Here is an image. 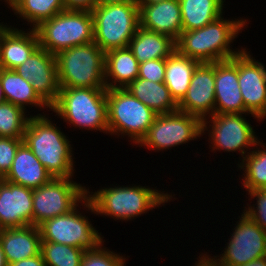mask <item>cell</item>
<instances>
[{
  "label": "cell",
  "mask_w": 266,
  "mask_h": 266,
  "mask_svg": "<svg viewBox=\"0 0 266 266\" xmlns=\"http://www.w3.org/2000/svg\"><path fill=\"white\" fill-rule=\"evenodd\" d=\"M126 89L157 114L172 113L178 110V104L171 97L164 82L156 83L137 77Z\"/></svg>",
  "instance_id": "obj_25"
},
{
  "label": "cell",
  "mask_w": 266,
  "mask_h": 266,
  "mask_svg": "<svg viewBox=\"0 0 266 266\" xmlns=\"http://www.w3.org/2000/svg\"><path fill=\"white\" fill-rule=\"evenodd\" d=\"M14 70L31 83L49 108L57 101L60 87L54 54L39 46L22 65Z\"/></svg>",
  "instance_id": "obj_15"
},
{
  "label": "cell",
  "mask_w": 266,
  "mask_h": 266,
  "mask_svg": "<svg viewBox=\"0 0 266 266\" xmlns=\"http://www.w3.org/2000/svg\"><path fill=\"white\" fill-rule=\"evenodd\" d=\"M52 178L51 174L23 141L16 151L10 171L3 179L35 189L45 185Z\"/></svg>",
  "instance_id": "obj_22"
},
{
  "label": "cell",
  "mask_w": 266,
  "mask_h": 266,
  "mask_svg": "<svg viewBox=\"0 0 266 266\" xmlns=\"http://www.w3.org/2000/svg\"><path fill=\"white\" fill-rule=\"evenodd\" d=\"M250 113L244 105L238 85V55L231 59L215 62V109L214 114Z\"/></svg>",
  "instance_id": "obj_17"
},
{
  "label": "cell",
  "mask_w": 266,
  "mask_h": 266,
  "mask_svg": "<svg viewBox=\"0 0 266 266\" xmlns=\"http://www.w3.org/2000/svg\"><path fill=\"white\" fill-rule=\"evenodd\" d=\"M41 240L74 246L84 250L96 249L102 238L77 206L69 213L44 221L39 226Z\"/></svg>",
  "instance_id": "obj_12"
},
{
  "label": "cell",
  "mask_w": 266,
  "mask_h": 266,
  "mask_svg": "<svg viewBox=\"0 0 266 266\" xmlns=\"http://www.w3.org/2000/svg\"><path fill=\"white\" fill-rule=\"evenodd\" d=\"M242 266H266V256L259 258V259H256L254 261H251V262H249L245 265H242Z\"/></svg>",
  "instance_id": "obj_39"
},
{
  "label": "cell",
  "mask_w": 266,
  "mask_h": 266,
  "mask_svg": "<svg viewBox=\"0 0 266 266\" xmlns=\"http://www.w3.org/2000/svg\"><path fill=\"white\" fill-rule=\"evenodd\" d=\"M161 1L165 0H134V2L138 5L139 8L143 5H150Z\"/></svg>",
  "instance_id": "obj_40"
},
{
  "label": "cell",
  "mask_w": 266,
  "mask_h": 266,
  "mask_svg": "<svg viewBox=\"0 0 266 266\" xmlns=\"http://www.w3.org/2000/svg\"><path fill=\"white\" fill-rule=\"evenodd\" d=\"M224 253L218 259L201 256L210 266H242L266 256V231L242 214Z\"/></svg>",
  "instance_id": "obj_10"
},
{
  "label": "cell",
  "mask_w": 266,
  "mask_h": 266,
  "mask_svg": "<svg viewBox=\"0 0 266 266\" xmlns=\"http://www.w3.org/2000/svg\"><path fill=\"white\" fill-rule=\"evenodd\" d=\"M183 31L200 29L222 15L223 0H179Z\"/></svg>",
  "instance_id": "obj_28"
},
{
  "label": "cell",
  "mask_w": 266,
  "mask_h": 266,
  "mask_svg": "<svg viewBox=\"0 0 266 266\" xmlns=\"http://www.w3.org/2000/svg\"><path fill=\"white\" fill-rule=\"evenodd\" d=\"M156 189L145 186L104 188L93 195H89L81 201L85 208L95 214L113 216L112 218L129 220L134 219L149 209H153L163 203L170 201L172 195L160 193Z\"/></svg>",
  "instance_id": "obj_3"
},
{
  "label": "cell",
  "mask_w": 266,
  "mask_h": 266,
  "mask_svg": "<svg viewBox=\"0 0 266 266\" xmlns=\"http://www.w3.org/2000/svg\"><path fill=\"white\" fill-rule=\"evenodd\" d=\"M166 59H152L139 64L138 78L156 83L165 81Z\"/></svg>",
  "instance_id": "obj_36"
},
{
  "label": "cell",
  "mask_w": 266,
  "mask_h": 266,
  "mask_svg": "<svg viewBox=\"0 0 266 266\" xmlns=\"http://www.w3.org/2000/svg\"><path fill=\"white\" fill-rule=\"evenodd\" d=\"M0 266H8L6 256H5L4 251L2 249L1 242H0Z\"/></svg>",
  "instance_id": "obj_41"
},
{
  "label": "cell",
  "mask_w": 266,
  "mask_h": 266,
  "mask_svg": "<svg viewBox=\"0 0 266 266\" xmlns=\"http://www.w3.org/2000/svg\"><path fill=\"white\" fill-rule=\"evenodd\" d=\"M40 47L56 55L94 42V19L89 10H65L35 28Z\"/></svg>",
  "instance_id": "obj_7"
},
{
  "label": "cell",
  "mask_w": 266,
  "mask_h": 266,
  "mask_svg": "<svg viewBox=\"0 0 266 266\" xmlns=\"http://www.w3.org/2000/svg\"><path fill=\"white\" fill-rule=\"evenodd\" d=\"M123 256L102 248V243L93 250H85L81 266H125Z\"/></svg>",
  "instance_id": "obj_33"
},
{
  "label": "cell",
  "mask_w": 266,
  "mask_h": 266,
  "mask_svg": "<svg viewBox=\"0 0 266 266\" xmlns=\"http://www.w3.org/2000/svg\"><path fill=\"white\" fill-rule=\"evenodd\" d=\"M11 1H12V0H6V3H8V4H9Z\"/></svg>",
  "instance_id": "obj_45"
},
{
  "label": "cell",
  "mask_w": 266,
  "mask_h": 266,
  "mask_svg": "<svg viewBox=\"0 0 266 266\" xmlns=\"http://www.w3.org/2000/svg\"><path fill=\"white\" fill-rule=\"evenodd\" d=\"M215 109V62L199 63L193 72L186 95L178 103V110L202 120V133L206 131L207 115Z\"/></svg>",
  "instance_id": "obj_13"
},
{
  "label": "cell",
  "mask_w": 266,
  "mask_h": 266,
  "mask_svg": "<svg viewBox=\"0 0 266 266\" xmlns=\"http://www.w3.org/2000/svg\"><path fill=\"white\" fill-rule=\"evenodd\" d=\"M129 49L139 63L152 59H166L175 50V40L170 36L139 27L130 40Z\"/></svg>",
  "instance_id": "obj_24"
},
{
  "label": "cell",
  "mask_w": 266,
  "mask_h": 266,
  "mask_svg": "<svg viewBox=\"0 0 266 266\" xmlns=\"http://www.w3.org/2000/svg\"><path fill=\"white\" fill-rule=\"evenodd\" d=\"M45 115L30 116L24 143L53 178H71L73 159L70 141Z\"/></svg>",
  "instance_id": "obj_2"
},
{
  "label": "cell",
  "mask_w": 266,
  "mask_h": 266,
  "mask_svg": "<svg viewBox=\"0 0 266 266\" xmlns=\"http://www.w3.org/2000/svg\"><path fill=\"white\" fill-rule=\"evenodd\" d=\"M33 189L0 179V229L32 225Z\"/></svg>",
  "instance_id": "obj_18"
},
{
  "label": "cell",
  "mask_w": 266,
  "mask_h": 266,
  "mask_svg": "<svg viewBox=\"0 0 266 266\" xmlns=\"http://www.w3.org/2000/svg\"><path fill=\"white\" fill-rule=\"evenodd\" d=\"M40 46L36 30L32 27L29 33L7 27L0 35V66L14 70Z\"/></svg>",
  "instance_id": "obj_20"
},
{
  "label": "cell",
  "mask_w": 266,
  "mask_h": 266,
  "mask_svg": "<svg viewBox=\"0 0 266 266\" xmlns=\"http://www.w3.org/2000/svg\"><path fill=\"white\" fill-rule=\"evenodd\" d=\"M251 198L256 197L257 206L249 207L243 213L266 231V189H254L248 191Z\"/></svg>",
  "instance_id": "obj_35"
},
{
  "label": "cell",
  "mask_w": 266,
  "mask_h": 266,
  "mask_svg": "<svg viewBox=\"0 0 266 266\" xmlns=\"http://www.w3.org/2000/svg\"><path fill=\"white\" fill-rule=\"evenodd\" d=\"M41 241L38 226L0 229V242L8 264L40 254Z\"/></svg>",
  "instance_id": "obj_21"
},
{
  "label": "cell",
  "mask_w": 266,
  "mask_h": 266,
  "mask_svg": "<svg viewBox=\"0 0 266 266\" xmlns=\"http://www.w3.org/2000/svg\"><path fill=\"white\" fill-rule=\"evenodd\" d=\"M139 64L129 47L105 52L106 89L126 88L138 77Z\"/></svg>",
  "instance_id": "obj_23"
},
{
  "label": "cell",
  "mask_w": 266,
  "mask_h": 266,
  "mask_svg": "<svg viewBox=\"0 0 266 266\" xmlns=\"http://www.w3.org/2000/svg\"><path fill=\"white\" fill-rule=\"evenodd\" d=\"M70 179L52 178L33 189L32 225L69 213L86 197L87 189Z\"/></svg>",
  "instance_id": "obj_9"
},
{
  "label": "cell",
  "mask_w": 266,
  "mask_h": 266,
  "mask_svg": "<svg viewBox=\"0 0 266 266\" xmlns=\"http://www.w3.org/2000/svg\"><path fill=\"white\" fill-rule=\"evenodd\" d=\"M241 114H213L211 115L210 124V141L213 144V151L221 149L223 151H240L244 158L246 151L243 148H249L251 146L259 145L261 141L257 140L255 137V132L251 124L242 117Z\"/></svg>",
  "instance_id": "obj_14"
},
{
  "label": "cell",
  "mask_w": 266,
  "mask_h": 266,
  "mask_svg": "<svg viewBox=\"0 0 266 266\" xmlns=\"http://www.w3.org/2000/svg\"><path fill=\"white\" fill-rule=\"evenodd\" d=\"M4 102H6V99L4 97L2 85H1V82H0V104H3Z\"/></svg>",
  "instance_id": "obj_43"
},
{
  "label": "cell",
  "mask_w": 266,
  "mask_h": 266,
  "mask_svg": "<svg viewBox=\"0 0 266 266\" xmlns=\"http://www.w3.org/2000/svg\"><path fill=\"white\" fill-rule=\"evenodd\" d=\"M243 49L238 54V85L245 108L261 120L266 116V69Z\"/></svg>",
  "instance_id": "obj_16"
},
{
  "label": "cell",
  "mask_w": 266,
  "mask_h": 266,
  "mask_svg": "<svg viewBox=\"0 0 266 266\" xmlns=\"http://www.w3.org/2000/svg\"><path fill=\"white\" fill-rule=\"evenodd\" d=\"M9 6L15 14L32 23L34 29L42 22L66 10L63 0H12Z\"/></svg>",
  "instance_id": "obj_29"
},
{
  "label": "cell",
  "mask_w": 266,
  "mask_h": 266,
  "mask_svg": "<svg viewBox=\"0 0 266 266\" xmlns=\"http://www.w3.org/2000/svg\"><path fill=\"white\" fill-rule=\"evenodd\" d=\"M94 42L104 51L128 48L140 27L139 7L134 1L97 4L92 10Z\"/></svg>",
  "instance_id": "obj_6"
},
{
  "label": "cell",
  "mask_w": 266,
  "mask_h": 266,
  "mask_svg": "<svg viewBox=\"0 0 266 266\" xmlns=\"http://www.w3.org/2000/svg\"><path fill=\"white\" fill-rule=\"evenodd\" d=\"M24 111L10 102L0 104V137L24 138L29 120Z\"/></svg>",
  "instance_id": "obj_32"
},
{
  "label": "cell",
  "mask_w": 266,
  "mask_h": 266,
  "mask_svg": "<svg viewBox=\"0 0 266 266\" xmlns=\"http://www.w3.org/2000/svg\"><path fill=\"white\" fill-rule=\"evenodd\" d=\"M106 88H60L50 107L75 127L108 132Z\"/></svg>",
  "instance_id": "obj_5"
},
{
  "label": "cell",
  "mask_w": 266,
  "mask_h": 266,
  "mask_svg": "<svg viewBox=\"0 0 266 266\" xmlns=\"http://www.w3.org/2000/svg\"><path fill=\"white\" fill-rule=\"evenodd\" d=\"M222 15L200 29L182 31L175 41L176 51L186 57L203 62H217L238 55L230 43L245 26L246 20H223Z\"/></svg>",
  "instance_id": "obj_1"
},
{
  "label": "cell",
  "mask_w": 266,
  "mask_h": 266,
  "mask_svg": "<svg viewBox=\"0 0 266 266\" xmlns=\"http://www.w3.org/2000/svg\"><path fill=\"white\" fill-rule=\"evenodd\" d=\"M7 28V26L6 25H1L0 24V35L2 34V32L5 30Z\"/></svg>",
  "instance_id": "obj_44"
},
{
  "label": "cell",
  "mask_w": 266,
  "mask_h": 266,
  "mask_svg": "<svg viewBox=\"0 0 266 266\" xmlns=\"http://www.w3.org/2000/svg\"><path fill=\"white\" fill-rule=\"evenodd\" d=\"M23 138L0 137V179L4 178L12 163Z\"/></svg>",
  "instance_id": "obj_34"
},
{
  "label": "cell",
  "mask_w": 266,
  "mask_h": 266,
  "mask_svg": "<svg viewBox=\"0 0 266 266\" xmlns=\"http://www.w3.org/2000/svg\"><path fill=\"white\" fill-rule=\"evenodd\" d=\"M60 88H106L105 52L91 42L55 55Z\"/></svg>",
  "instance_id": "obj_4"
},
{
  "label": "cell",
  "mask_w": 266,
  "mask_h": 266,
  "mask_svg": "<svg viewBox=\"0 0 266 266\" xmlns=\"http://www.w3.org/2000/svg\"><path fill=\"white\" fill-rule=\"evenodd\" d=\"M200 62L176 50L166 58L165 81L171 97L178 104L186 95L194 70Z\"/></svg>",
  "instance_id": "obj_26"
},
{
  "label": "cell",
  "mask_w": 266,
  "mask_h": 266,
  "mask_svg": "<svg viewBox=\"0 0 266 266\" xmlns=\"http://www.w3.org/2000/svg\"><path fill=\"white\" fill-rule=\"evenodd\" d=\"M85 250L70 245L41 241L46 266H81Z\"/></svg>",
  "instance_id": "obj_30"
},
{
  "label": "cell",
  "mask_w": 266,
  "mask_h": 266,
  "mask_svg": "<svg viewBox=\"0 0 266 266\" xmlns=\"http://www.w3.org/2000/svg\"><path fill=\"white\" fill-rule=\"evenodd\" d=\"M140 27L170 36L175 41L183 31L179 0H165L139 8Z\"/></svg>",
  "instance_id": "obj_19"
},
{
  "label": "cell",
  "mask_w": 266,
  "mask_h": 266,
  "mask_svg": "<svg viewBox=\"0 0 266 266\" xmlns=\"http://www.w3.org/2000/svg\"><path fill=\"white\" fill-rule=\"evenodd\" d=\"M108 133L126 134L139 144L157 116L126 88L107 89ZM120 132V133H119Z\"/></svg>",
  "instance_id": "obj_8"
},
{
  "label": "cell",
  "mask_w": 266,
  "mask_h": 266,
  "mask_svg": "<svg viewBox=\"0 0 266 266\" xmlns=\"http://www.w3.org/2000/svg\"><path fill=\"white\" fill-rule=\"evenodd\" d=\"M202 135V120L186 112L157 114L146 136L139 143L153 150L187 143Z\"/></svg>",
  "instance_id": "obj_11"
},
{
  "label": "cell",
  "mask_w": 266,
  "mask_h": 266,
  "mask_svg": "<svg viewBox=\"0 0 266 266\" xmlns=\"http://www.w3.org/2000/svg\"><path fill=\"white\" fill-rule=\"evenodd\" d=\"M66 10H89L96 5L97 0H63Z\"/></svg>",
  "instance_id": "obj_37"
},
{
  "label": "cell",
  "mask_w": 266,
  "mask_h": 266,
  "mask_svg": "<svg viewBox=\"0 0 266 266\" xmlns=\"http://www.w3.org/2000/svg\"><path fill=\"white\" fill-rule=\"evenodd\" d=\"M242 164H238L241 169H245L243 187L247 191L254 189H266V149L247 152ZM245 167V168H244Z\"/></svg>",
  "instance_id": "obj_31"
},
{
  "label": "cell",
  "mask_w": 266,
  "mask_h": 266,
  "mask_svg": "<svg viewBox=\"0 0 266 266\" xmlns=\"http://www.w3.org/2000/svg\"><path fill=\"white\" fill-rule=\"evenodd\" d=\"M8 266H46L42 254H38L31 258L22 259L18 262L8 264Z\"/></svg>",
  "instance_id": "obj_38"
},
{
  "label": "cell",
  "mask_w": 266,
  "mask_h": 266,
  "mask_svg": "<svg viewBox=\"0 0 266 266\" xmlns=\"http://www.w3.org/2000/svg\"><path fill=\"white\" fill-rule=\"evenodd\" d=\"M126 1H134V0H97V4L122 3Z\"/></svg>",
  "instance_id": "obj_42"
},
{
  "label": "cell",
  "mask_w": 266,
  "mask_h": 266,
  "mask_svg": "<svg viewBox=\"0 0 266 266\" xmlns=\"http://www.w3.org/2000/svg\"><path fill=\"white\" fill-rule=\"evenodd\" d=\"M0 82L6 102L22 107L32 105L44 109L49 106L40 98L31 83L21 77L15 70H0Z\"/></svg>",
  "instance_id": "obj_27"
}]
</instances>
